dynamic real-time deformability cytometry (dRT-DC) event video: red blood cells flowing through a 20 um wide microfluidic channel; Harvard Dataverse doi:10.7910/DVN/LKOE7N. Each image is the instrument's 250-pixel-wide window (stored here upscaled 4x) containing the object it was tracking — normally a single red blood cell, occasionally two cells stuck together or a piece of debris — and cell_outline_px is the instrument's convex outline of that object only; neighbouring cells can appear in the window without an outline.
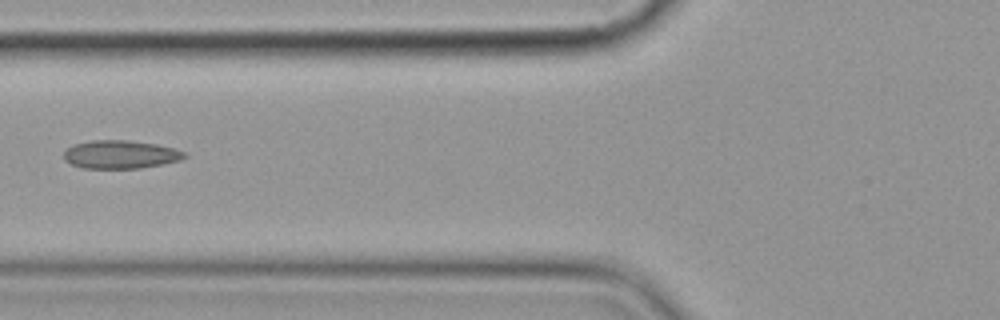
{"species": "common noctule bat (a hibernating species)", "species_latin": "Nyctalus noctula", "temperature_condition": "cold", "stored_images_in_passage": 3, "camera_frame_rate_fps": 3000, "um_per_image_px": 0.085, "animal": {"sex": "female", "body_mass_g": 19.9}, "frame": {"image": 1, "passage_image": 3, "time_ms": 2.333, "image_size_px": [1000, 320], "cell_outline_px": [[188, 156], [180, 160], [140, 168], [80, 168], [64, 160], [64, 152], [68, 148], [76, 144], [92, 140], [128, 140], [156, 144], [172, 148], [184, 152]], "centroid_in_image_um": [10.22, 13.13], "position_along_channel_um": 115.6, "area_um2": 19.65}}